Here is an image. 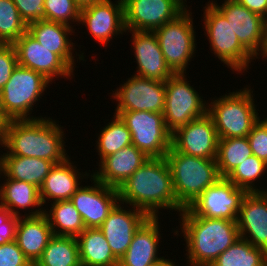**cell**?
Masks as SVG:
<instances>
[{
  "label": "cell",
  "instance_id": "cell-1",
  "mask_svg": "<svg viewBox=\"0 0 267 266\" xmlns=\"http://www.w3.org/2000/svg\"><path fill=\"white\" fill-rule=\"evenodd\" d=\"M121 205L158 217L159 209L182 212L176 199L171 171L165 157L149 158L118 189Z\"/></svg>",
  "mask_w": 267,
  "mask_h": 266
},
{
  "label": "cell",
  "instance_id": "cell-2",
  "mask_svg": "<svg viewBox=\"0 0 267 266\" xmlns=\"http://www.w3.org/2000/svg\"><path fill=\"white\" fill-rule=\"evenodd\" d=\"M63 133L52 118L8 120L3 146L7 153L1 156L35 157L62 163L69 157Z\"/></svg>",
  "mask_w": 267,
  "mask_h": 266
},
{
  "label": "cell",
  "instance_id": "cell-3",
  "mask_svg": "<svg viewBox=\"0 0 267 266\" xmlns=\"http://www.w3.org/2000/svg\"><path fill=\"white\" fill-rule=\"evenodd\" d=\"M179 216L188 266H211L220 254L240 239L237 221L192 215L186 208Z\"/></svg>",
  "mask_w": 267,
  "mask_h": 266
},
{
  "label": "cell",
  "instance_id": "cell-4",
  "mask_svg": "<svg viewBox=\"0 0 267 266\" xmlns=\"http://www.w3.org/2000/svg\"><path fill=\"white\" fill-rule=\"evenodd\" d=\"M173 180L177 202L188 208L209 186L220 177L217 161L203 157L190 156L177 152L171 147L166 154Z\"/></svg>",
  "mask_w": 267,
  "mask_h": 266
},
{
  "label": "cell",
  "instance_id": "cell-5",
  "mask_svg": "<svg viewBox=\"0 0 267 266\" xmlns=\"http://www.w3.org/2000/svg\"><path fill=\"white\" fill-rule=\"evenodd\" d=\"M252 89L244 87L208 103L207 114L212 118L219 139L247 137L260 119L254 104ZM252 93V94H251Z\"/></svg>",
  "mask_w": 267,
  "mask_h": 266
},
{
  "label": "cell",
  "instance_id": "cell-6",
  "mask_svg": "<svg viewBox=\"0 0 267 266\" xmlns=\"http://www.w3.org/2000/svg\"><path fill=\"white\" fill-rule=\"evenodd\" d=\"M48 84L51 82L42 74L17 65L0 91L1 112L8 120L38 119L30 115Z\"/></svg>",
  "mask_w": 267,
  "mask_h": 266
},
{
  "label": "cell",
  "instance_id": "cell-7",
  "mask_svg": "<svg viewBox=\"0 0 267 266\" xmlns=\"http://www.w3.org/2000/svg\"><path fill=\"white\" fill-rule=\"evenodd\" d=\"M208 3L204 7L203 20L210 49L223 64L240 74L248 69L255 57L239 42L225 17L210 1Z\"/></svg>",
  "mask_w": 267,
  "mask_h": 266
},
{
  "label": "cell",
  "instance_id": "cell-8",
  "mask_svg": "<svg viewBox=\"0 0 267 266\" xmlns=\"http://www.w3.org/2000/svg\"><path fill=\"white\" fill-rule=\"evenodd\" d=\"M188 7L174 20L153 32L156 34L166 65L173 73H185L196 50V34Z\"/></svg>",
  "mask_w": 267,
  "mask_h": 266
},
{
  "label": "cell",
  "instance_id": "cell-9",
  "mask_svg": "<svg viewBox=\"0 0 267 266\" xmlns=\"http://www.w3.org/2000/svg\"><path fill=\"white\" fill-rule=\"evenodd\" d=\"M126 124L132 144L148 158L166 157L172 147V133L167 129L163 113L150 111H115Z\"/></svg>",
  "mask_w": 267,
  "mask_h": 266
},
{
  "label": "cell",
  "instance_id": "cell-10",
  "mask_svg": "<svg viewBox=\"0 0 267 266\" xmlns=\"http://www.w3.org/2000/svg\"><path fill=\"white\" fill-rule=\"evenodd\" d=\"M188 82L186 72L185 74L174 73L165 82L166 98L163 116L166 127L171 133L207 114L208 103Z\"/></svg>",
  "mask_w": 267,
  "mask_h": 266
},
{
  "label": "cell",
  "instance_id": "cell-11",
  "mask_svg": "<svg viewBox=\"0 0 267 266\" xmlns=\"http://www.w3.org/2000/svg\"><path fill=\"white\" fill-rule=\"evenodd\" d=\"M246 193L245 189L238 188L226 177H221L186 209L192 215L237 221Z\"/></svg>",
  "mask_w": 267,
  "mask_h": 266
},
{
  "label": "cell",
  "instance_id": "cell-12",
  "mask_svg": "<svg viewBox=\"0 0 267 266\" xmlns=\"http://www.w3.org/2000/svg\"><path fill=\"white\" fill-rule=\"evenodd\" d=\"M230 23L239 42L256 59L263 54L266 42V19L258 15L237 0H224L222 5L211 0L210 2Z\"/></svg>",
  "mask_w": 267,
  "mask_h": 266
},
{
  "label": "cell",
  "instance_id": "cell-13",
  "mask_svg": "<svg viewBox=\"0 0 267 266\" xmlns=\"http://www.w3.org/2000/svg\"><path fill=\"white\" fill-rule=\"evenodd\" d=\"M185 2L186 0H123L125 29L154 31L181 14L187 8Z\"/></svg>",
  "mask_w": 267,
  "mask_h": 266
},
{
  "label": "cell",
  "instance_id": "cell-14",
  "mask_svg": "<svg viewBox=\"0 0 267 266\" xmlns=\"http://www.w3.org/2000/svg\"><path fill=\"white\" fill-rule=\"evenodd\" d=\"M115 92V93H114ZM118 101L116 111H150L163 113L165 109V82L133 75L113 91Z\"/></svg>",
  "mask_w": 267,
  "mask_h": 266
},
{
  "label": "cell",
  "instance_id": "cell-15",
  "mask_svg": "<svg viewBox=\"0 0 267 266\" xmlns=\"http://www.w3.org/2000/svg\"><path fill=\"white\" fill-rule=\"evenodd\" d=\"M93 186L81 185L70 198L86 228H99L119 202L118 189L99 182L92 175Z\"/></svg>",
  "mask_w": 267,
  "mask_h": 266
},
{
  "label": "cell",
  "instance_id": "cell-16",
  "mask_svg": "<svg viewBox=\"0 0 267 266\" xmlns=\"http://www.w3.org/2000/svg\"><path fill=\"white\" fill-rule=\"evenodd\" d=\"M219 137L212 118L205 116L190 121L172 133V147L190 156L217 158Z\"/></svg>",
  "mask_w": 267,
  "mask_h": 266
},
{
  "label": "cell",
  "instance_id": "cell-17",
  "mask_svg": "<svg viewBox=\"0 0 267 266\" xmlns=\"http://www.w3.org/2000/svg\"><path fill=\"white\" fill-rule=\"evenodd\" d=\"M102 0L80 9V23L85 25L91 36L107 46L113 36L127 32L124 24L123 0Z\"/></svg>",
  "mask_w": 267,
  "mask_h": 266
},
{
  "label": "cell",
  "instance_id": "cell-18",
  "mask_svg": "<svg viewBox=\"0 0 267 266\" xmlns=\"http://www.w3.org/2000/svg\"><path fill=\"white\" fill-rule=\"evenodd\" d=\"M18 65L42 74L50 82L54 77L72 78L73 70L55 53L39 44L28 32L12 44Z\"/></svg>",
  "mask_w": 267,
  "mask_h": 266
},
{
  "label": "cell",
  "instance_id": "cell-19",
  "mask_svg": "<svg viewBox=\"0 0 267 266\" xmlns=\"http://www.w3.org/2000/svg\"><path fill=\"white\" fill-rule=\"evenodd\" d=\"M120 204L121 202L119 201L99 227L108 241L113 255L118 260L126 253L135 232L149 218V216L140 209L134 207H132V210L127 209Z\"/></svg>",
  "mask_w": 267,
  "mask_h": 266
},
{
  "label": "cell",
  "instance_id": "cell-20",
  "mask_svg": "<svg viewBox=\"0 0 267 266\" xmlns=\"http://www.w3.org/2000/svg\"><path fill=\"white\" fill-rule=\"evenodd\" d=\"M262 190L246 193L237 215V227L240 238L267 253V189Z\"/></svg>",
  "mask_w": 267,
  "mask_h": 266
},
{
  "label": "cell",
  "instance_id": "cell-21",
  "mask_svg": "<svg viewBox=\"0 0 267 266\" xmlns=\"http://www.w3.org/2000/svg\"><path fill=\"white\" fill-rule=\"evenodd\" d=\"M132 34L137 71L134 75L166 82L174 73L166 65L158 38L153 31L126 30Z\"/></svg>",
  "mask_w": 267,
  "mask_h": 266
},
{
  "label": "cell",
  "instance_id": "cell-22",
  "mask_svg": "<svg viewBox=\"0 0 267 266\" xmlns=\"http://www.w3.org/2000/svg\"><path fill=\"white\" fill-rule=\"evenodd\" d=\"M43 209H31L30 213L19 217L16 228L15 241L32 265L41 257L54 236Z\"/></svg>",
  "mask_w": 267,
  "mask_h": 266
},
{
  "label": "cell",
  "instance_id": "cell-23",
  "mask_svg": "<svg viewBox=\"0 0 267 266\" xmlns=\"http://www.w3.org/2000/svg\"><path fill=\"white\" fill-rule=\"evenodd\" d=\"M149 158L133 144L105 157L99 171L91 174L99 182L119 189L123 183Z\"/></svg>",
  "mask_w": 267,
  "mask_h": 266
},
{
  "label": "cell",
  "instance_id": "cell-24",
  "mask_svg": "<svg viewBox=\"0 0 267 266\" xmlns=\"http://www.w3.org/2000/svg\"><path fill=\"white\" fill-rule=\"evenodd\" d=\"M27 32L43 47L57 54L72 70H74L72 39L68 35L74 33L71 25L60 22L38 20L28 24Z\"/></svg>",
  "mask_w": 267,
  "mask_h": 266
},
{
  "label": "cell",
  "instance_id": "cell-25",
  "mask_svg": "<svg viewBox=\"0 0 267 266\" xmlns=\"http://www.w3.org/2000/svg\"><path fill=\"white\" fill-rule=\"evenodd\" d=\"M158 221V217H149L141 225L118 266H149L162 258L158 257L161 238Z\"/></svg>",
  "mask_w": 267,
  "mask_h": 266
},
{
  "label": "cell",
  "instance_id": "cell-26",
  "mask_svg": "<svg viewBox=\"0 0 267 266\" xmlns=\"http://www.w3.org/2000/svg\"><path fill=\"white\" fill-rule=\"evenodd\" d=\"M70 159L68 157L64 162L55 164L45 177L40 187V199L43 206L48 199H52V202L70 200L80 187L78 179L80 177L83 179L84 175L86 176L84 177L85 179L91 176L87 172L85 174L78 172L79 169L77 170V167L70 162Z\"/></svg>",
  "mask_w": 267,
  "mask_h": 266
},
{
  "label": "cell",
  "instance_id": "cell-27",
  "mask_svg": "<svg viewBox=\"0 0 267 266\" xmlns=\"http://www.w3.org/2000/svg\"><path fill=\"white\" fill-rule=\"evenodd\" d=\"M81 266H118L119 260L99 228H86L77 237Z\"/></svg>",
  "mask_w": 267,
  "mask_h": 266
},
{
  "label": "cell",
  "instance_id": "cell-28",
  "mask_svg": "<svg viewBox=\"0 0 267 266\" xmlns=\"http://www.w3.org/2000/svg\"><path fill=\"white\" fill-rule=\"evenodd\" d=\"M5 177L4 183L0 184V206L7 208L14 216L22 217L19 209L28 210L31 207H41L40 189L24 181H18ZM17 208V209H16ZM18 210V211H17Z\"/></svg>",
  "mask_w": 267,
  "mask_h": 266
},
{
  "label": "cell",
  "instance_id": "cell-29",
  "mask_svg": "<svg viewBox=\"0 0 267 266\" xmlns=\"http://www.w3.org/2000/svg\"><path fill=\"white\" fill-rule=\"evenodd\" d=\"M2 172L10 179L42 186L45 177L55 165L53 162L35 157L1 156Z\"/></svg>",
  "mask_w": 267,
  "mask_h": 266
},
{
  "label": "cell",
  "instance_id": "cell-30",
  "mask_svg": "<svg viewBox=\"0 0 267 266\" xmlns=\"http://www.w3.org/2000/svg\"><path fill=\"white\" fill-rule=\"evenodd\" d=\"M44 209L53 235L77 237L85 229V224L79 212L70 200L51 203L50 210ZM49 212V213H48Z\"/></svg>",
  "mask_w": 267,
  "mask_h": 266
},
{
  "label": "cell",
  "instance_id": "cell-31",
  "mask_svg": "<svg viewBox=\"0 0 267 266\" xmlns=\"http://www.w3.org/2000/svg\"><path fill=\"white\" fill-rule=\"evenodd\" d=\"M33 266H81L77 238L54 235Z\"/></svg>",
  "mask_w": 267,
  "mask_h": 266
},
{
  "label": "cell",
  "instance_id": "cell-32",
  "mask_svg": "<svg viewBox=\"0 0 267 266\" xmlns=\"http://www.w3.org/2000/svg\"><path fill=\"white\" fill-rule=\"evenodd\" d=\"M251 155L247 137L219 139L216 161L220 177H227Z\"/></svg>",
  "mask_w": 267,
  "mask_h": 266
},
{
  "label": "cell",
  "instance_id": "cell-33",
  "mask_svg": "<svg viewBox=\"0 0 267 266\" xmlns=\"http://www.w3.org/2000/svg\"><path fill=\"white\" fill-rule=\"evenodd\" d=\"M211 266H267V253L240 238L220 254Z\"/></svg>",
  "mask_w": 267,
  "mask_h": 266
},
{
  "label": "cell",
  "instance_id": "cell-34",
  "mask_svg": "<svg viewBox=\"0 0 267 266\" xmlns=\"http://www.w3.org/2000/svg\"><path fill=\"white\" fill-rule=\"evenodd\" d=\"M108 123L99 133L96 148L99 152L100 162L107 156L116 153L132 144V136L126 124L118 115Z\"/></svg>",
  "mask_w": 267,
  "mask_h": 266
},
{
  "label": "cell",
  "instance_id": "cell-35",
  "mask_svg": "<svg viewBox=\"0 0 267 266\" xmlns=\"http://www.w3.org/2000/svg\"><path fill=\"white\" fill-rule=\"evenodd\" d=\"M28 25L21 18L12 0H0V43L13 44L24 33Z\"/></svg>",
  "mask_w": 267,
  "mask_h": 266
},
{
  "label": "cell",
  "instance_id": "cell-36",
  "mask_svg": "<svg viewBox=\"0 0 267 266\" xmlns=\"http://www.w3.org/2000/svg\"><path fill=\"white\" fill-rule=\"evenodd\" d=\"M266 169L267 164L264 161L255 155H251L242 164L238 165L226 178L236 187L245 189L247 192H261V189H258L254 183L264 176Z\"/></svg>",
  "mask_w": 267,
  "mask_h": 266
},
{
  "label": "cell",
  "instance_id": "cell-37",
  "mask_svg": "<svg viewBox=\"0 0 267 266\" xmlns=\"http://www.w3.org/2000/svg\"><path fill=\"white\" fill-rule=\"evenodd\" d=\"M44 8L48 21L67 25L72 24V22H80L81 7L75 0H45Z\"/></svg>",
  "mask_w": 267,
  "mask_h": 266
},
{
  "label": "cell",
  "instance_id": "cell-38",
  "mask_svg": "<svg viewBox=\"0 0 267 266\" xmlns=\"http://www.w3.org/2000/svg\"><path fill=\"white\" fill-rule=\"evenodd\" d=\"M252 154L267 164V118L253 125L247 136Z\"/></svg>",
  "mask_w": 267,
  "mask_h": 266
},
{
  "label": "cell",
  "instance_id": "cell-39",
  "mask_svg": "<svg viewBox=\"0 0 267 266\" xmlns=\"http://www.w3.org/2000/svg\"><path fill=\"white\" fill-rule=\"evenodd\" d=\"M17 65L18 61L14 46L0 43V91L9 81Z\"/></svg>",
  "mask_w": 267,
  "mask_h": 266
},
{
  "label": "cell",
  "instance_id": "cell-40",
  "mask_svg": "<svg viewBox=\"0 0 267 266\" xmlns=\"http://www.w3.org/2000/svg\"><path fill=\"white\" fill-rule=\"evenodd\" d=\"M19 11L21 18L28 25L38 20H46L44 8L45 0H12Z\"/></svg>",
  "mask_w": 267,
  "mask_h": 266
},
{
  "label": "cell",
  "instance_id": "cell-41",
  "mask_svg": "<svg viewBox=\"0 0 267 266\" xmlns=\"http://www.w3.org/2000/svg\"><path fill=\"white\" fill-rule=\"evenodd\" d=\"M0 266H33L16 241L0 245Z\"/></svg>",
  "mask_w": 267,
  "mask_h": 266
},
{
  "label": "cell",
  "instance_id": "cell-42",
  "mask_svg": "<svg viewBox=\"0 0 267 266\" xmlns=\"http://www.w3.org/2000/svg\"><path fill=\"white\" fill-rule=\"evenodd\" d=\"M18 219L7 208L0 206V245L15 240Z\"/></svg>",
  "mask_w": 267,
  "mask_h": 266
},
{
  "label": "cell",
  "instance_id": "cell-43",
  "mask_svg": "<svg viewBox=\"0 0 267 266\" xmlns=\"http://www.w3.org/2000/svg\"><path fill=\"white\" fill-rule=\"evenodd\" d=\"M242 6L248 10L261 15L267 20V0H237Z\"/></svg>",
  "mask_w": 267,
  "mask_h": 266
},
{
  "label": "cell",
  "instance_id": "cell-44",
  "mask_svg": "<svg viewBox=\"0 0 267 266\" xmlns=\"http://www.w3.org/2000/svg\"><path fill=\"white\" fill-rule=\"evenodd\" d=\"M8 119L3 115L0 110V145L3 147L5 142V133Z\"/></svg>",
  "mask_w": 267,
  "mask_h": 266
},
{
  "label": "cell",
  "instance_id": "cell-45",
  "mask_svg": "<svg viewBox=\"0 0 267 266\" xmlns=\"http://www.w3.org/2000/svg\"><path fill=\"white\" fill-rule=\"evenodd\" d=\"M149 266H177V265H175L174 261L172 260L170 261L169 259H165L164 257H162L161 259H159L158 261L154 262Z\"/></svg>",
  "mask_w": 267,
  "mask_h": 266
},
{
  "label": "cell",
  "instance_id": "cell-46",
  "mask_svg": "<svg viewBox=\"0 0 267 266\" xmlns=\"http://www.w3.org/2000/svg\"><path fill=\"white\" fill-rule=\"evenodd\" d=\"M76 3L82 8L84 6L96 3V2H100L102 0H75Z\"/></svg>",
  "mask_w": 267,
  "mask_h": 266
},
{
  "label": "cell",
  "instance_id": "cell-47",
  "mask_svg": "<svg viewBox=\"0 0 267 266\" xmlns=\"http://www.w3.org/2000/svg\"><path fill=\"white\" fill-rule=\"evenodd\" d=\"M262 58L267 59V21H266V42H265V47L263 50Z\"/></svg>",
  "mask_w": 267,
  "mask_h": 266
},
{
  "label": "cell",
  "instance_id": "cell-48",
  "mask_svg": "<svg viewBox=\"0 0 267 266\" xmlns=\"http://www.w3.org/2000/svg\"><path fill=\"white\" fill-rule=\"evenodd\" d=\"M0 175L2 176V159H1V156H0Z\"/></svg>",
  "mask_w": 267,
  "mask_h": 266
}]
</instances>
